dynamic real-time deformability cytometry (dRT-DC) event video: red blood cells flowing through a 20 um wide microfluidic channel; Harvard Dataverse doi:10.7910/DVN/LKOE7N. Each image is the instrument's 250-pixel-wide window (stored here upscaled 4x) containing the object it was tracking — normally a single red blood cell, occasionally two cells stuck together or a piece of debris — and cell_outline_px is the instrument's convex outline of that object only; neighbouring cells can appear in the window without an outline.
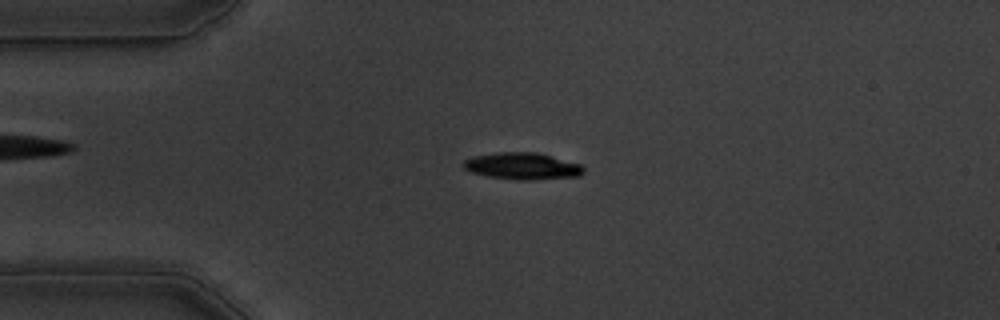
{"species": "common noctule bat (a hibernating species)", "species_latin": "Nyctalus noctula", "temperature_condition": "warm", "stored_images_in_passage": 56, "camera_frame_rate_fps": 3000, "um_per_image_px": 0.085, "animal": {"sex": "male", "body_mass_g": 19.5, "forearm_length_mm": 54.6}, "frame": {"image": 1, "passage_image": 13, "time_ms": 4.0, "image_size_px": [1000, 320], "cell_outline_px": [[584, 172], [580, 176], [532, 180], [524, 180], [488, 176], [472, 172], [464, 168], [460, 164], [464, 160], [472, 156], [496, 152], [536, 152], [580, 164], [584, 168]], "centroid_in_image_um": [44.38, 14.11], "position_along_channel_um": 40.6, "area_um2": 18.73}}
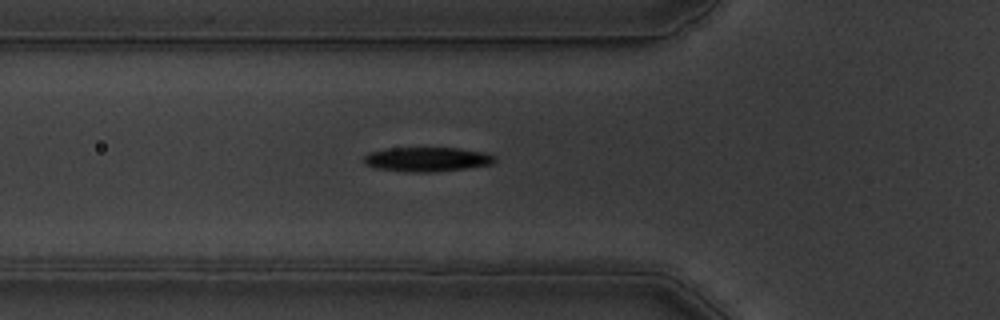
{"frame": {"image": 2, "passage_image": 19, "time_ms": 6.0, "image_size_px": [1000, 320], "cell_outline_px": [[496, 160], [492, 164], [468, 168], [432, 172], [404, 172], [376, 168], [364, 164], [364, 156], [368, 152], [388, 148], [460, 148], [484, 152], [496, 156]], "centroid_in_image_um": [36.3, 13.54], "position_along_channel_um": 89.5, "area_um2": 18.79}}
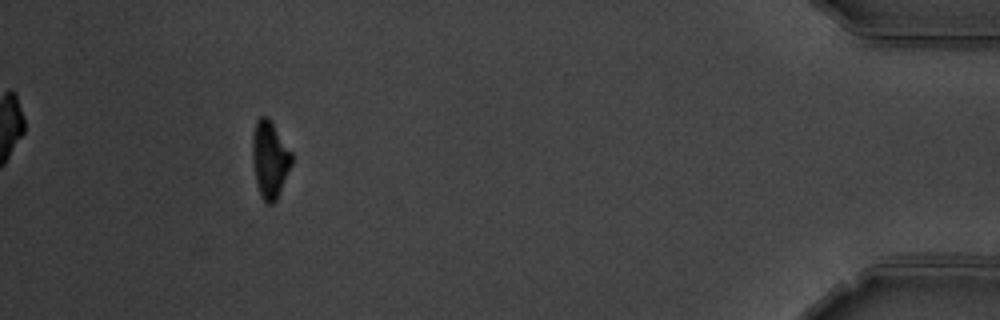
{"frame": {"image": 3, "passage_image": 51, "time_ms": 16.667, "image_size_px": [1000, 320], "cell_outline_px": [[292, 164], [276, 200], [272, 204], [264, 204], [260, 196], [256, 184], [252, 160], [252, 136], [256, 120], [260, 116], [268, 116], [292, 152]], "centroid_in_image_um": [22.92, 13.55], "position_along_channel_um": 412.3, "area_um2": 17.86}, "authors_computed_cell_mechanics": {"area_um2": 18.6405, "velocity_mm_per_s": 3.6219, "shape_relaxation_time_tau1_ms": 2.2154, "shape_relaxation_time_tau2_ms": 2.996, "deformation_change_tau1": 0.1443, "deformation_change_tau2": 0.0913}}